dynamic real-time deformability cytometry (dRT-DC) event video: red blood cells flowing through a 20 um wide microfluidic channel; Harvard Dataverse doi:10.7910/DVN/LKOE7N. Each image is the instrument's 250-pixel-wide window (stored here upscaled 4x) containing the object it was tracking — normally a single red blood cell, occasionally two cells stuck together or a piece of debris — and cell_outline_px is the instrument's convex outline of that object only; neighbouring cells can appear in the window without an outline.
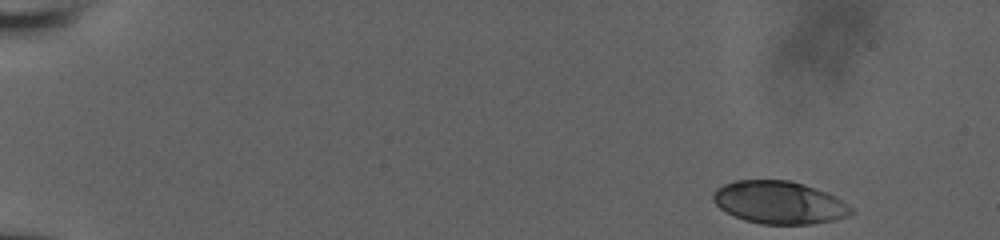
{"species": "human", "species_latin": "Homo sapiens", "temperature_condition": "room temperature", "stored_images_in_passage": 43, "camera_frame_rate_fps": 3000, "um_per_image_px": 0.085, "donor": {"sex": "male"}, "frame": {"image": 1, "passage_image": 1, "time_ms": 0.0, "image_size_px": [1000, 240], "cell_outline_px": [[856, 212], [848, 216], [836, 220], [812, 224], [760, 224], [744, 220], [720, 208], [712, 200], [712, 196], [716, 188], [724, 184], [736, 180], [788, 180], [804, 184], [824, 192], [840, 200], [852, 208]], "centroid_in_image_um": [66.22, 17.22], "position_along_channel_um": 18.8, "area_um2": 34.16}}
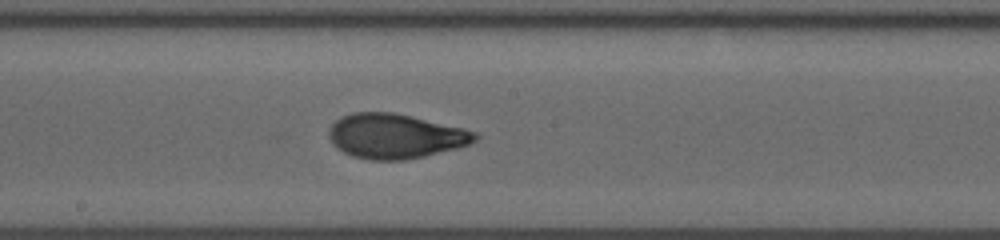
{"frame": {"image": 2, "passage_image": 24, "time_ms": 7.667, "image_size_px": [1000, 240], "cell_outline_px": [[480, 136], [476, 140], [468, 144], [456, 148], [424, 156], [404, 160], [372, 160], [352, 156], [336, 148], [332, 144], [328, 136], [328, 128], [340, 116], [352, 112], [392, 112], [412, 116], [464, 128], [476, 132]], "centroid_in_image_um": [33.56, 11.56], "position_along_channel_um": 214.6, "area_um2": 38.21}}
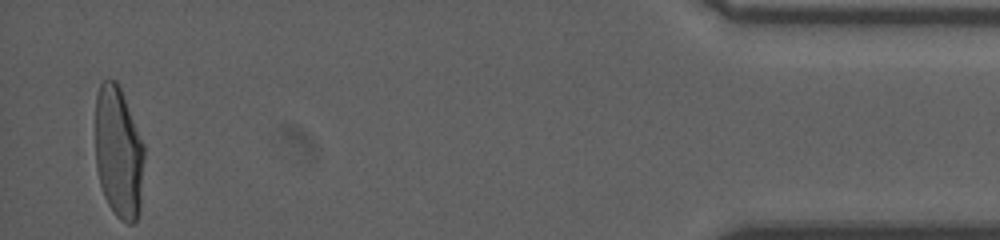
{"frame": {"image": 3, "passage_image": 43, "time_ms": 14.0, "image_size_px": [1000, 240], "cell_outline_px": [[144, 156], [140, 208], [136, 220], [132, 224], [128, 224], [120, 220], [116, 216], [108, 204], [104, 196], [88, 152], [96, 92], [100, 84], [104, 80], [116, 80], [120, 88], [144, 144]], "centroid_in_image_um": [9.94, 12.92], "position_along_channel_um": 425.3, "area_um2": 40.06}, "authors_computed_cell_mechanics": {"area_um2": 37.3388, "velocity_mm_per_s": 3.9039, "shape_relaxation_time_tau1_ms": 4.6613, "shape_relaxation_time_tau2_ms": 0.9151, "deformation_change_tau1": 0.2169, "deformation_change_tau2": 0.0652}}